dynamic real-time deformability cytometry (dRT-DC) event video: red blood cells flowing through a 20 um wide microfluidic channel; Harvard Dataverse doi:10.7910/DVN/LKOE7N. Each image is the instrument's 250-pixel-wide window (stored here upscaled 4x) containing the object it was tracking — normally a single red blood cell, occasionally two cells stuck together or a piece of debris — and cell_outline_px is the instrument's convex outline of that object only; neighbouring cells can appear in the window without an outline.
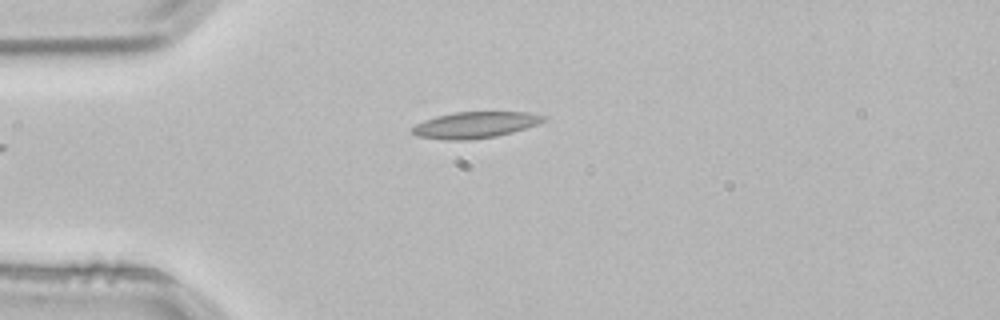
{"species": "common noctule bat (a hibernating species)", "species_latin": "Nyctalus noctula", "temperature_condition": "room temperature", "stored_images_in_passage": 1, "camera_frame_rate_fps": 3000, "um_per_image_px": 0.085, "animal": {"sex": "male", "body_mass_g": 21.5, "forearm_length_mm": 52.0}, "frame": {"image": 1, "passage_image": 1, "time_ms": 0.0, "image_size_px": [1000, 320], "cell_outline_px": [[548, 120], [512, 132], [496, 136], [468, 140], [444, 140], [416, 136], [412, 132], [412, 128], [416, 124], [424, 120], [436, 116], [452, 112], [528, 112], [548, 116]], "centroid_in_image_um": [40.38, 10.61], "position_along_channel_um": 44.6, "area_um2": 20.17}}